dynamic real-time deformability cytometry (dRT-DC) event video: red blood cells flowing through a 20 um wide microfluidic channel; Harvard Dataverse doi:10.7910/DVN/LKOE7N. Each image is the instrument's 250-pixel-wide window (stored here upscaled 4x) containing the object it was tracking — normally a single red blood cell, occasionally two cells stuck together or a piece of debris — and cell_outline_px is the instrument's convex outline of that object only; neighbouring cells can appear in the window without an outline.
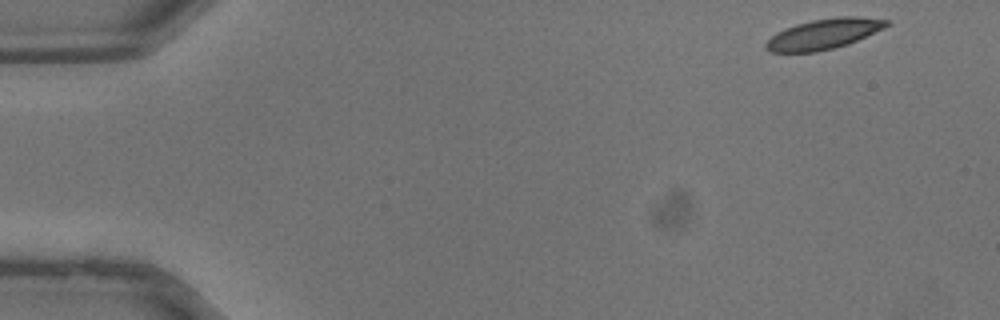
{"species": "common noctule bat (a hibernating species)", "species_latin": "Nyctalus noctula", "temperature_condition": "warm", "stored_images_in_passage": 35, "camera_frame_rate_fps": 3000, "um_per_image_px": 0.085, "animal": {"sex": "male", "body_mass_g": 13.3}, "frame": {"image": 1, "passage_image": 1, "time_ms": 0.0, "image_size_px": [1000, 320], "cell_outline_px": [[892, 24], [848, 44], [816, 52], [772, 52], [764, 48], [764, 44], [776, 32], [784, 28], [796, 24], [812, 20], [836, 16], [856, 16], [888, 20]], "centroid_in_image_um": [70.0, 2.88], "position_along_channel_um": 15.0, "area_um2": 21.27}}
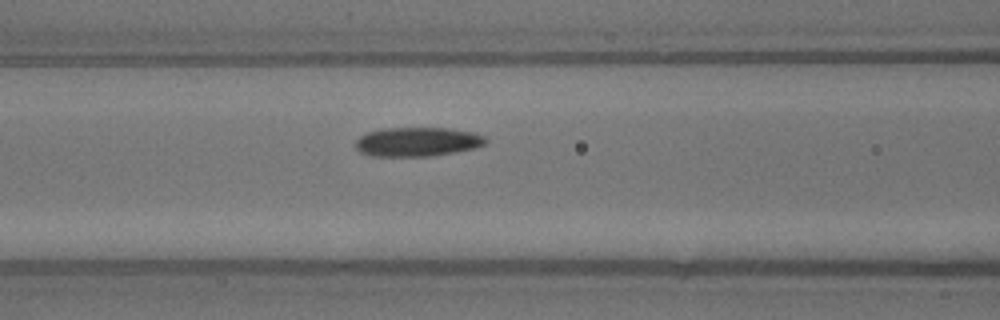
{"frame": {"image": 2, "passage_image": 14, "time_ms": 4.333, "image_size_px": [1000, 320], "cell_outline_px": [[488, 140], [484, 144], [476, 148], [456, 152], [428, 156], [372, 156], [360, 152], [356, 148], [356, 140], [360, 136], [368, 132], [384, 128], [448, 128], [472, 132], [484, 136]], "centroid_in_image_um": [35.48, 12.05], "position_along_channel_um": 131.1, "area_um2": 22.08}}
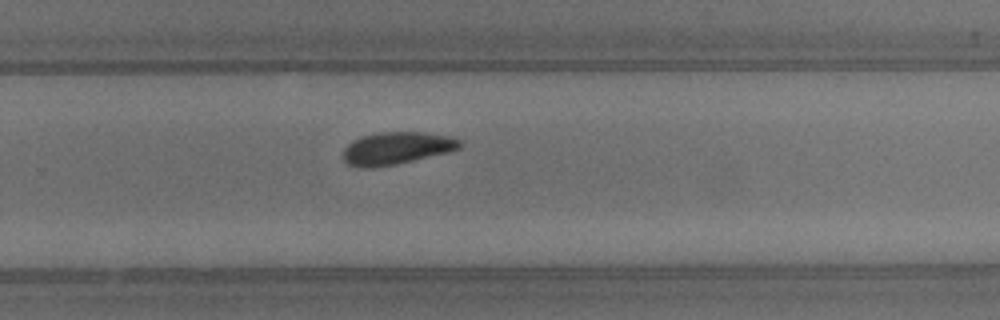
{"frame": {"image": 3, "passage_image": 23, "time_ms": 7.333, "image_size_px": [1000, 320], "cell_outline_px": [[460, 148], [448, 152], [396, 164], [372, 168], [364, 168], [348, 164], [344, 160], [344, 148], [352, 140], [360, 136], [376, 132], [424, 132], [456, 136], [460, 140]], "centroid_in_image_um": [33.72, 12.58], "position_along_channel_um": 296.1, "area_um2": 22.2}}